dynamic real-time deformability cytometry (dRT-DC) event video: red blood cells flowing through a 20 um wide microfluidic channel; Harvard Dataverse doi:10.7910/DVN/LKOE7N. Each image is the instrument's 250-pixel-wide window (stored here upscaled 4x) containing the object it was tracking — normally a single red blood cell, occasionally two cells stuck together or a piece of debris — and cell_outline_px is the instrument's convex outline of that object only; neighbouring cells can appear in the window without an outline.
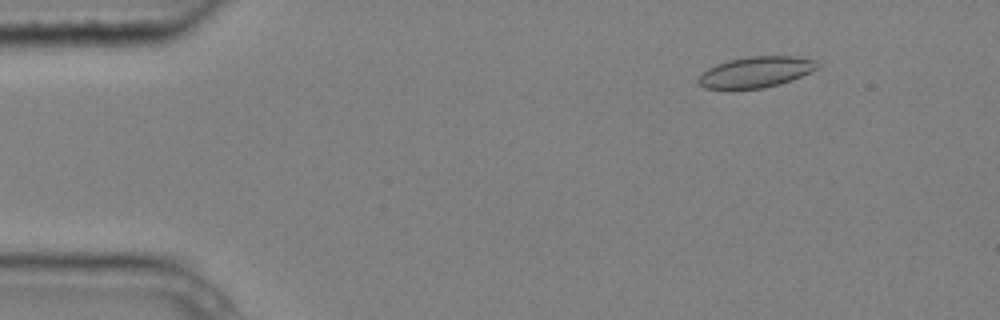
{"species": "common noctule bat (a hibernating species)", "species_latin": "Nyctalus noctula", "temperature_condition": "cold", "stored_images_in_passage": 8, "camera_frame_rate_fps": 3000, "um_per_image_px": 0.085, "animal": {"sex": "male", "body_mass_g": 20.4}, "frame": {"image": 1, "passage_image": 2, "time_ms": 0.333, "image_size_px": [1000, 320], "cell_outline_px": [[820, 64], [812, 72], [764, 88], [732, 92], [728, 92], [704, 88], [696, 80], [708, 68], [716, 64], [728, 60], [748, 56], [796, 56], [816, 60]], "centroid_in_image_um": [64.17, 6.16], "position_along_channel_um": 20.8, "area_um2": 22.02}}
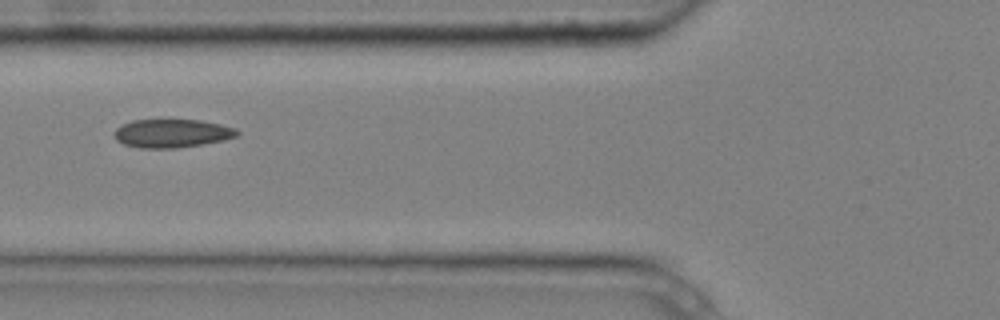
{"frame": {"image": 2, "passage_image": 6, "time_ms": 1.667, "image_size_px": [1000, 320], "cell_outline_px": [[240, 132], [236, 136], [224, 140], [204, 144], [176, 148], [140, 148], [124, 144], [116, 140], [112, 132], [120, 124], [132, 120], [200, 120], [220, 124], [236, 128]], "centroid_in_image_um": [14.59, 11.33], "position_along_channel_um": 111.2, "area_um2": 20.52}}
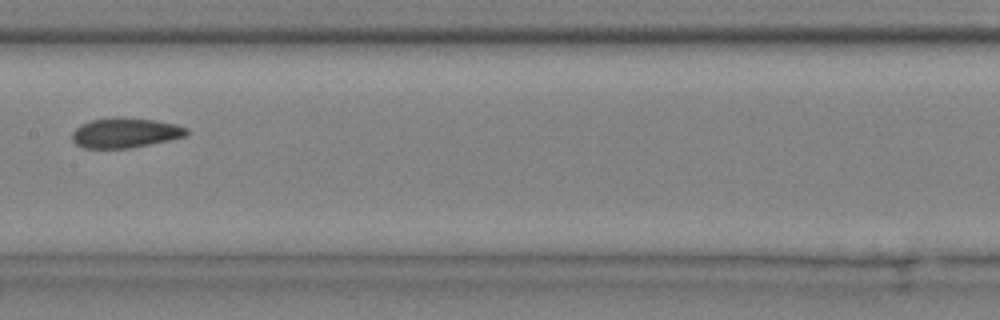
{"frame": {"image": 3, "passage_image": 8, "time_ms": 2.333, "image_size_px": [1000, 320], "cell_outline_px": [[188, 136], [128, 148], [84, 148], [76, 144], [72, 140], [72, 132], [80, 124], [92, 120], [112, 116], [120, 116], [156, 120], [176, 124], [188, 128]], "centroid_in_image_um": [10.64, 11.27], "position_along_channel_um": 196.8, "area_um2": 20.17}}